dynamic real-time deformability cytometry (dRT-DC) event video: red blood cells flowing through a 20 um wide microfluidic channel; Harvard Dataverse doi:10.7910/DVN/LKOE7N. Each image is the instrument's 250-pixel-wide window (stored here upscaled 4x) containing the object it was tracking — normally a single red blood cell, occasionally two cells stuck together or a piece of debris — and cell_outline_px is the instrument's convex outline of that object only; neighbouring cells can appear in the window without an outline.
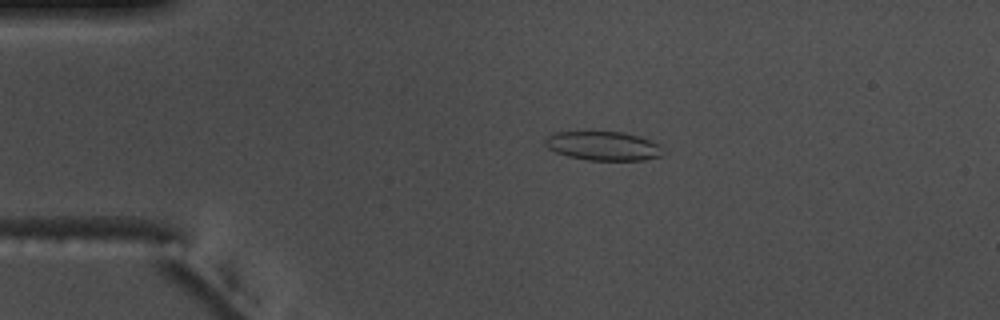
{"species": "common noctule bat (a hibernating species)", "species_latin": "Nyctalus noctula", "temperature_condition": "warm", "stored_images_in_passage": 51, "camera_frame_rate_fps": 3000, "um_per_image_px": 0.085, "animal": {"sex": "male", "body_mass_g": 17.5, "forearm_length_mm": 52.3}, "frame": {"image": 1, "passage_image": 7, "time_ms": 2.0, "image_size_px": [1000, 320], "cell_outline_px": [[668, 152], [660, 156], [644, 160], [588, 160], [568, 156], [556, 152], [548, 148], [544, 144], [544, 140], [548, 136], [556, 132], [624, 132], [640, 136], [660, 144]], "centroid_in_image_um": [51.34, 12.41], "position_along_channel_um": 33.7, "area_um2": 20.11}}
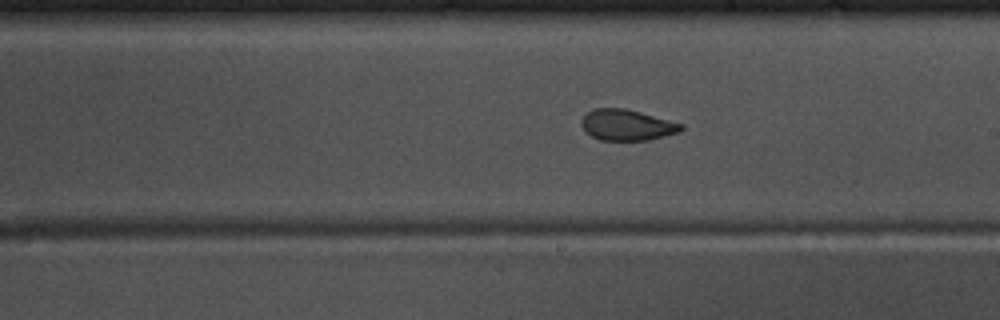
{"frame": {"image": 2, "passage_image": 27, "time_ms": 8.667, "image_size_px": [1000, 320], "cell_outline_px": [[684, 128], [680, 132], [648, 140], [600, 140], [584, 132], [580, 124], [580, 120], [592, 108], [624, 108], [640, 112], [684, 124]], "centroid_in_image_um": [53.26, 10.62], "position_along_channel_um": 235.7, "area_um2": 18.09}}
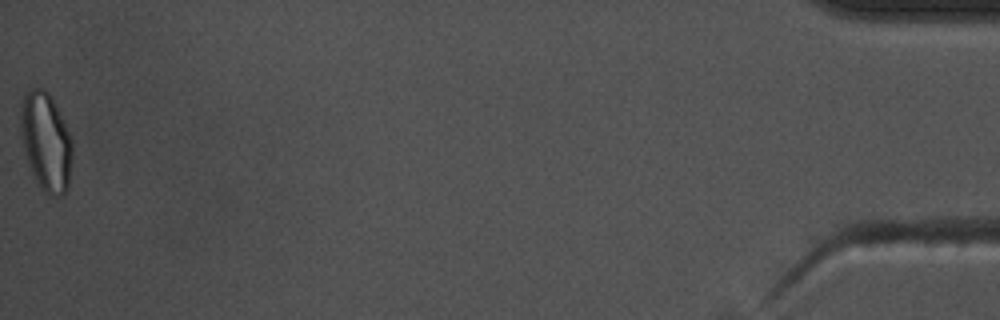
{"frame": {"image": 3, "passage_image": 51, "time_ms": 16.667, "image_size_px": [1000, 320], "cell_outline_px": [[72, 160], [68, 188], [60, 196], [52, 196], [40, 188], [28, 164], [24, 152], [20, 132], [20, 100], [28, 88], [44, 88], [52, 96], [56, 104], [72, 140]], "centroid_in_image_um": [3.89, 12.0], "position_along_channel_um": 431.3, "area_um2": 30.11}, "authors_computed_cell_mechanics": {"area_um2": 19.7676, "velocity_mm_per_s": 3.6845, "shape_relaxation_time_tau1_ms": null, "shape_relaxation_time_tau2_ms": 1.7452, "deformation_change_tau1": null, "deformation_change_tau2": 0.0765}}